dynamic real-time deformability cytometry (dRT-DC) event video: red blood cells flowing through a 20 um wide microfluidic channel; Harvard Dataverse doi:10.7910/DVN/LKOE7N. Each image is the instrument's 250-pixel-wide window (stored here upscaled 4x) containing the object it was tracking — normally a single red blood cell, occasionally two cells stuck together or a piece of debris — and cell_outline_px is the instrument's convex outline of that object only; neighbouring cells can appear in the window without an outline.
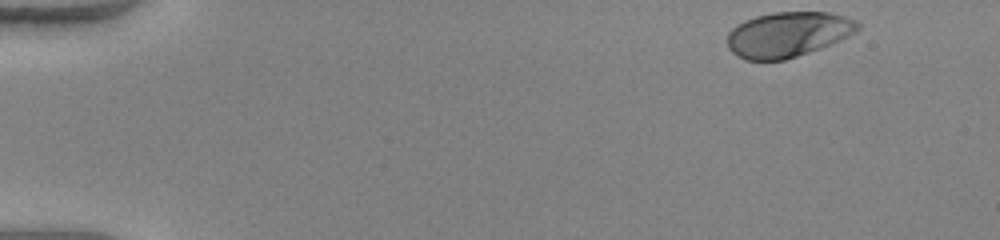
{"species": "human", "species_latin": "Homo sapiens", "temperature_condition": "warm", "stored_images_in_passage": 47, "camera_frame_rate_fps": 3000, "um_per_image_px": 0.085, "donor": {"sex": "female"}, "frame": {"image": 1, "passage_image": 1, "time_ms": 0.0, "image_size_px": [1000, 240], "cell_outline_px": [[860, 28], [840, 40], [796, 56], [784, 60], [744, 60], [732, 52], [728, 48], [728, 32], [736, 24], [744, 20], [756, 16], [772, 12], [828, 12], [852, 20], [860, 24]], "centroid_in_image_um": [66.9, 2.92], "position_along_channel_um": 18.1, "area_um2": 33.87}}
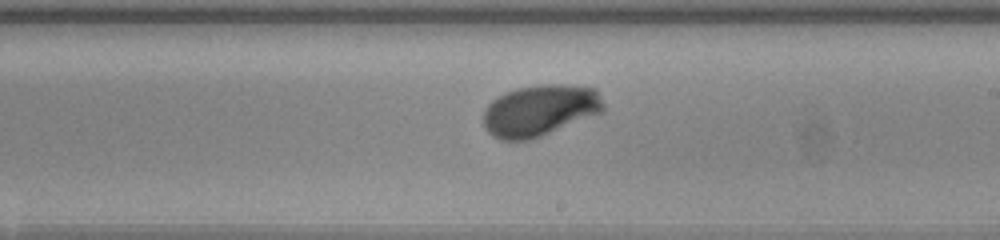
{"frame": {"image": 2, "passage_image": 27, "time_ms": 8.667, "image_size_px": [1000, 240], "cell_outline_px": [[604, 112], [540, 136], [528, 140], [500, 140], [492, 136], [484, 128], [484, 112], [488, 104], [492, 100], [504, 92], [516, 88], [540, 84], [564, 84], [596, 88], [604, 104]], "centroid_in_image_um": [45.89, 9.37], "position_along_channel_um": 243.1, "area_um2": 36.13}}
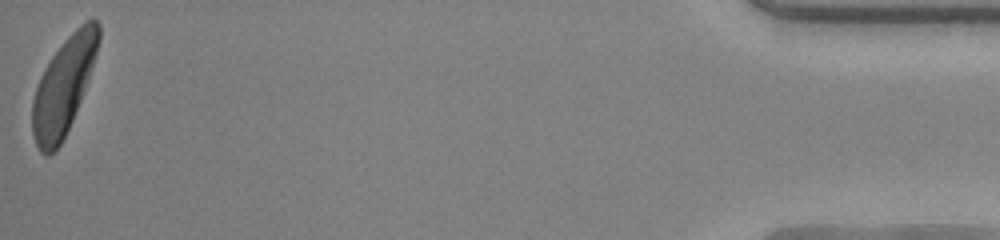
{"frame": {"image": 3, "passage_image": 47, "time_ms": 15.333, "image_size_px": [1000, 240], "cell_outline_px": [[100, 40], [88, 80], [72, 120], [60, 144], [48, 156], [44, 156], [40, 152], [32, 136], [32, 100], [40, 76], [44, 68], [52, 56], [64, 40], [84, 20], [92, 16], [100, 24]], "centroid_in_image_um": [5.4, 7.28], "position_along_channel_um": 429.8, "area_um2": 37.05}, "authors_computed_cell_mechanics": {"area_um2": 35.2002, "velocity_mm_per_s": 4.0936, "shape_relaxation_time_tau1_ms": 2.8461, "shape_relaxation_time_tau2_ms": null, "deformation_change_tau1": 0.205, "deformation_change_tau2": null}}